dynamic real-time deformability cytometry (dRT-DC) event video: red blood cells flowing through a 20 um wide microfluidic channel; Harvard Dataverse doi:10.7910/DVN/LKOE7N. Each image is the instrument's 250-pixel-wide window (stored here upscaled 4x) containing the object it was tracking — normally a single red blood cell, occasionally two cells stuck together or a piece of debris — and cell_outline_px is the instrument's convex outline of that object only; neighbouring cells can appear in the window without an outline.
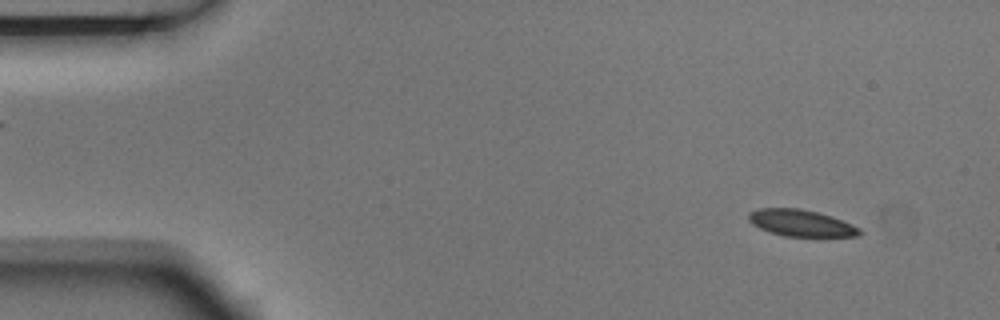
{"species": "Egyptian fruit bat (a non-hibernating species)", "species_latin": "Rousettus aegyptiacus", "temperature_condition": "room temperature", "stored_images_in_passage": 2, "camera_frame_rate_fps": 3000, "um_per_image_px": 0.085, "animal": {"sex": "male"}, "frame": {"image": 1, "passage_image": 2, "time_ms": 0.333, "image_size_px": [1000, 320], "cell_outline_px": [[864, 232], [860, 236], [784, 236], [760, 228], [752, 224], [748, 220], [748, 212], [760, 208], [800, 208], [832, 216], [852, 224], [860, 228]], "centroid_in_image_um": [68.1, 18.95], "position_along_channel_um": 16.9, "area_um2": 17.22}}